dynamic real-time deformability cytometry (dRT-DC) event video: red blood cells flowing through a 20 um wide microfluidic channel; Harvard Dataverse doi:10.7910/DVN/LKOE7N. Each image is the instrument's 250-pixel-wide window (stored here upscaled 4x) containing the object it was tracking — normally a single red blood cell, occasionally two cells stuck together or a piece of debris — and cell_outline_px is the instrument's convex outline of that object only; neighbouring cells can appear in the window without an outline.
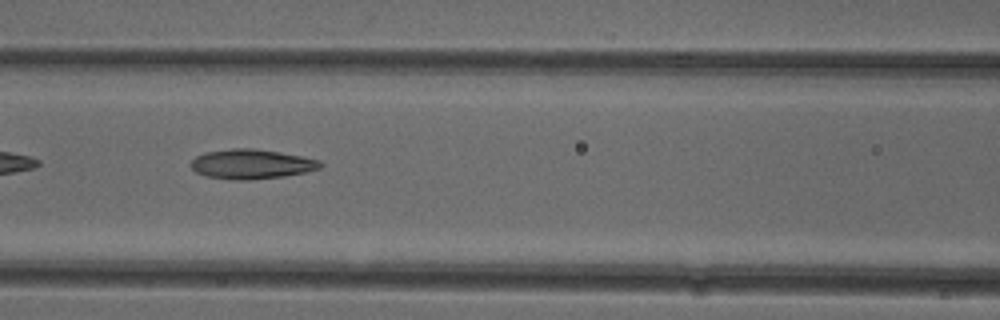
{"species": "common noctule bat (a hibernating species)", "species_latin": "Nyctalus noctula", "temperature_condition": "cold", "stored_images_in_passage": 17, "camera_frame_rate_fps": 3000, "um_per_image_px": 0.085, "animal": {"sex": "female"}, "frame": {"image": 1, "passage_image": 7, "time_ms": 2.0, "image_size_px": [1000, 320], "cell_outline_px": [[324, 164], [320, 168], [304, 172], [284, 176], [248, 180], [232, 180], [208, 176], [196, 172], [192, 168], [192, 160], [196, 156], [204, 152], [232, 148], [252, 148], [280, 152], [320, 160]], "centroid_in_image_um": [21.38, 13.94], "position_along_channel_um": 145.2, "area_um2": 22.25}}
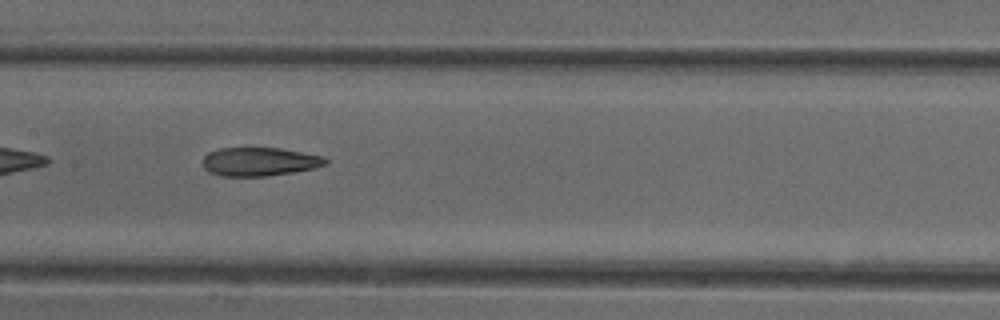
{"frame": {"image": 2, "passage_image": 10, "time_ms": 3.0, "image_size_px": [1000, 320], "cell_outline_px": [[328, 164], [312, 168], [292, 172], [268, 176], [220, 176], [208, 172], [204, 168], [204, 156], [208, 152], [220, 148], [280, 148], [324, 156], [328, 160]], "centroid_in_image_um": [22.05, 13.74], "position_along_channel_um": 185.3, "area_um2": 20.46}}